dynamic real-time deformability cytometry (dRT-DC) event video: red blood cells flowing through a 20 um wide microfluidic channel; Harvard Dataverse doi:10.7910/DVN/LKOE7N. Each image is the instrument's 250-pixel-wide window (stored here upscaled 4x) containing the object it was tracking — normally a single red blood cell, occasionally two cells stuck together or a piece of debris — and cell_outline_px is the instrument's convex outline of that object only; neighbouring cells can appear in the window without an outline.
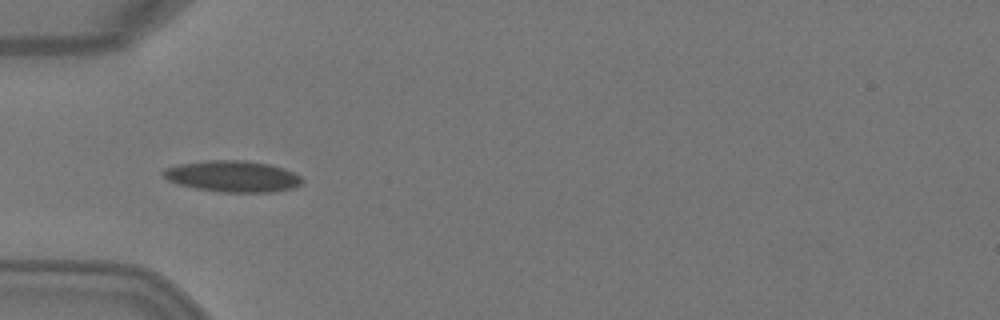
{"species": "Egyptian fruit bat (a non-hibernating species)", "species_latin": "Rousettus aegyptiacus", "temperature_condition": "warm", "stored_images_in_passage": 6, "camera_frame_rate_fps": 3000, "um_per_image_px": 0.085, "animal": {"sex": "female"}, "frame": {"image": 1, "passage_image": 5, "time_ms": 1.333, "image_size_px": [1000, 320], "cell_outline_px": [[304, 180], [300, 184], [292, 188], [272, 192], [220, 192], [196, 188], [176, 184], [168, 180], [160, 172], [164, 168], [180, 164], [208, 160], [244, 160], [268, 164], [284, 168], [300, 176]], "centroid_in_image_um": [19.75, 14.99], "position_along_channel_um": 65.3, "area_um2": 25.32}}